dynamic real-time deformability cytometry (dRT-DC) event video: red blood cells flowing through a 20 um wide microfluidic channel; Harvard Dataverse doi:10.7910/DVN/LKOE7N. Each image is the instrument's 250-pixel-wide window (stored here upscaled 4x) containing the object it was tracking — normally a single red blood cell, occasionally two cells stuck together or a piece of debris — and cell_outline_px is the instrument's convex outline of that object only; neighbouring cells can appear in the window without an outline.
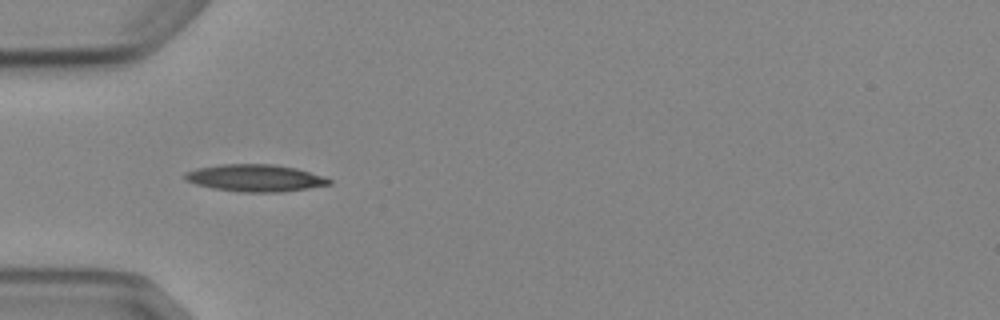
{"species": "Egyptian fruit bat (a non-hibernating species)", "species_latin": "Rousettus aegyptiacus", "temperature_condition": "cold", "stored_images_in_passage": 5, "camera_frame_rate_fps": 3000, "um_per_image_px": 0.085, "animal": {"sex": "female"}, "frame": {"image": 1, "passage_image": 3, "time_ms": 2.333, "image_size_px": [1000, 320], "cell_outline_px": [[332, 184], [308, 188], [280, 192], [240, 192], [212, 188], [196, 184], [184, 180], [184, 172], [196, 168], [220, 164], [272, 164], [296, 168], [324, 176], [332, 180]], "centroid_in_image_um": [21.67, 15.13], "position_along_channel_um": 63.3, "area_um2": 22.89}}
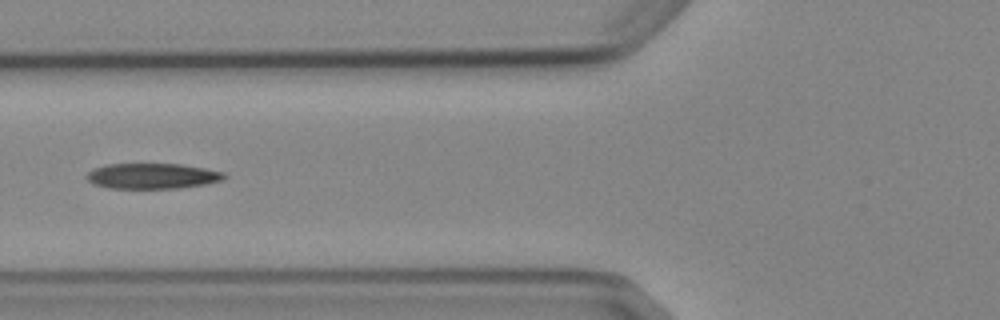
{"frame": {"image": 2, "passage_image": 4, "time_ms": 3.667, "image_size_px": [1000, 320], "cell_outline_px": [[228, 176], [224, 180], [204, 184], [180, 188], [108, 188], [92, 184], [84, 176], [92, 168], [104, 164], [180, 164], [204, 168], [224, 172]], "centroid_in_image_um": [12.92, 14.96], "position_along_channel_um": 112.9, "area_um2": 20.63}}